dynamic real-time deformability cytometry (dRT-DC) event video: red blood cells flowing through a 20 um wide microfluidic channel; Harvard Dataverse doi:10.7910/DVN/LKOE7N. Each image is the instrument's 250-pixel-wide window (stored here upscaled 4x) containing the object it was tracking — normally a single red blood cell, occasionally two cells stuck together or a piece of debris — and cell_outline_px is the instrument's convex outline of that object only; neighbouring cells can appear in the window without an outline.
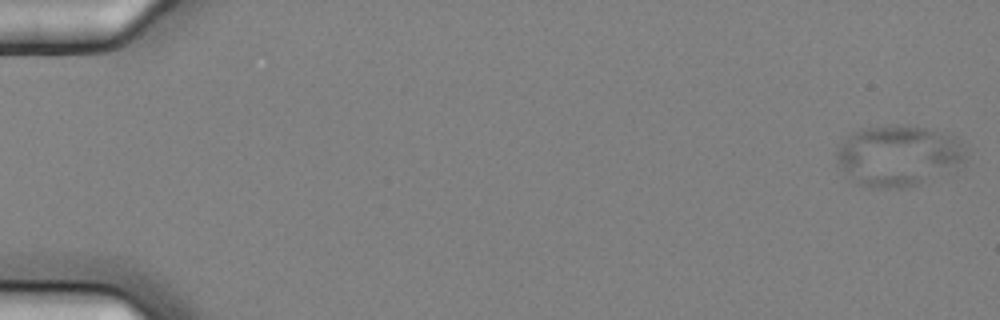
{"species": "common noctule bat (a hibernating species)", "species_latin": "Nyctalus noctula", "temperature_condition": "cold", "stored_images_in_passage": 6, "camera_frame_rate_fps": 3000, "um_per_image_px": 0.085, "animal": {"sex": "female", "body_mass_g": 25.1}, "frame": {"image": 1, "passage_image": 1, "time_ms": 0.0, "image_size_px": [1000, 320], "cell_outline_px": [[964, 164], [956, 172], [916, 184], [900, 188], [872, 188], [856, 184], [836, 164], [836, 152], [840, 144], [852, 132], [860, 128], [892, 124], [896, 124], [924, 128], [956, 136], [964, 144]], "centroid_in_image_um": [76.38, 13.24], "position_along_channel_um": 8.6, "area_um2": 46.76}}
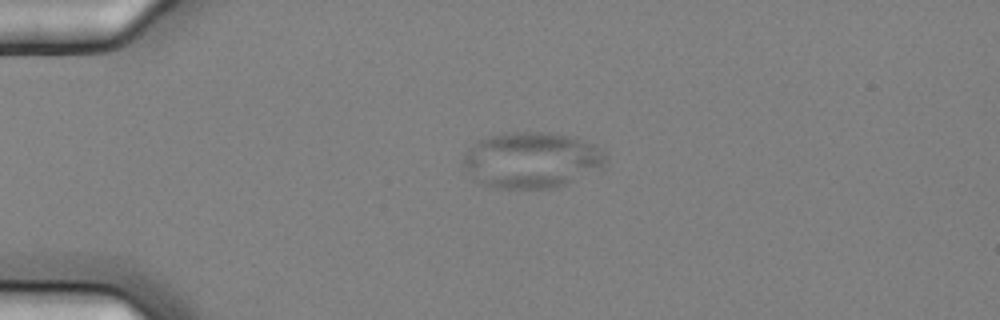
{"frame": {"image": 2, "passage_image": 5, "time_ms": 1.333, "image_size_px": [1000, 320], "cell_outline_px": [[608, 160], [600, 168], [556, 188], [492, 188], [480, 184], [472, 176], [464, 164], [464, 156], [468, 148], [476, 140], [488, 136], [504, 132], [548, 132], [572, 136], [584, 140], [608, 152]], "centroid_in_image_um": [45.19, 13.59], "position_along_channel_um": 39.8, "area_um2": 46.7}}